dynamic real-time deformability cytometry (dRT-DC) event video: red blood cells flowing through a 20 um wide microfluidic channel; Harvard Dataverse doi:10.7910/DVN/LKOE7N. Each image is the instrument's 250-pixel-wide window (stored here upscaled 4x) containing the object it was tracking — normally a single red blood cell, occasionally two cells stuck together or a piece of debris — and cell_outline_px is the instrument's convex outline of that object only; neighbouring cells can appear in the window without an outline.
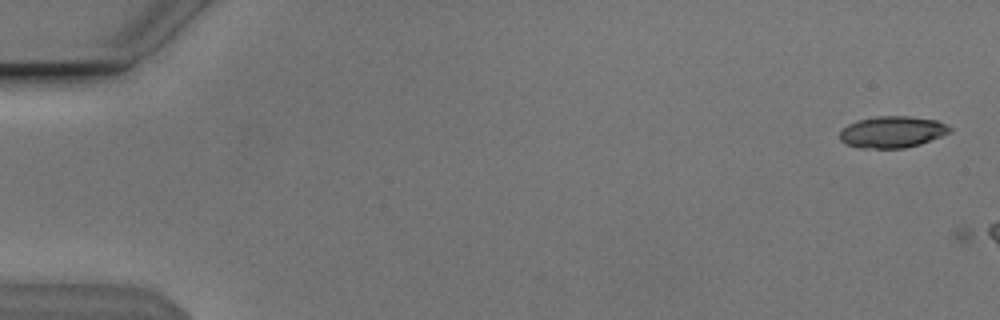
{"species": "Egyptian fruit bat (a non-hibernating species)", "species_latin": "Rousettus aegyptiacus", "temperature_condition": "cold", "stored_images_in_passage": 6, "camera_frame_rate_fps": 3000, "um_per_image_px": 0.085, "animal": {"sex": "male"}, "frame": {"image": 1, "passage_image": 1, "time_ms": 0.0, "image_size_px": [1000, 320], "cell_outline_px": [[952, 132], [920, 144], [904, 148], [856, 148], [840, 140], [840, 132], [848, 124], [856, 120], [876, 116], [912, 116], [936, 120], [952, 128]], "centroid_in_image_um": [75.84, 11.21], "position_along_channel_um": 9.2, "area_um2": 20.29}}